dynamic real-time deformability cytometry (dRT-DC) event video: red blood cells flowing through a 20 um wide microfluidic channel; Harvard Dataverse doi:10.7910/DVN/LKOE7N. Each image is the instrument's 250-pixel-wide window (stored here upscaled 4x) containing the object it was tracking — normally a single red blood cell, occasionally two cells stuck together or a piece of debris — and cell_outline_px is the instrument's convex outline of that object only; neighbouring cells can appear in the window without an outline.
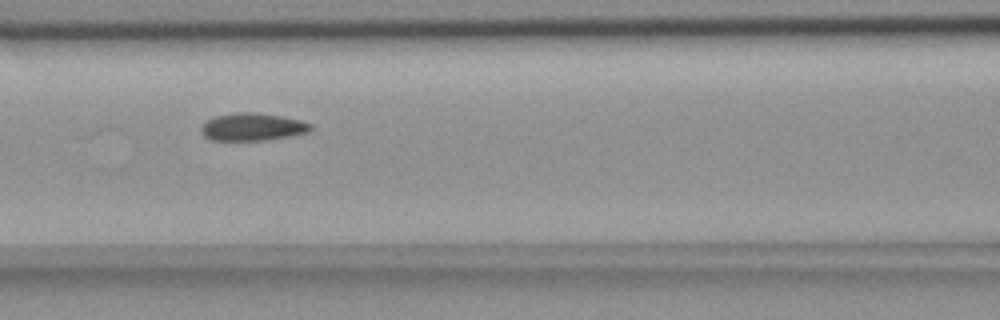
{"species": "common noctule bat (a hibernating species)", "species_latin": "Nyctalus noctula", "temperature_condition": "room temperature", "stored_images_in_passage": 4, "camera_frame_rate_fps": 3000, "um_per_image_px": 0.085, "animal": {"sex": "female", "body_mass_g": 18.4}, "frame": {"image": 1, "passage_image": 4, "time_ms": 1.0, "image_size_px": [1000, 320], "cell_outline_px": [[312, 128], [308, 132], [292, 136], [264, 140], [212, 140], [204, 136], [200, 132], [200, 128], [208, 120], [216, 116], [240, 112], [252, 112], [280, 116], [300, 120], [312, 124]], "centroid_in_image_um": [21.47, 10.79], "position_along_channel_um": 145.1, "area_um2": 17.46}}